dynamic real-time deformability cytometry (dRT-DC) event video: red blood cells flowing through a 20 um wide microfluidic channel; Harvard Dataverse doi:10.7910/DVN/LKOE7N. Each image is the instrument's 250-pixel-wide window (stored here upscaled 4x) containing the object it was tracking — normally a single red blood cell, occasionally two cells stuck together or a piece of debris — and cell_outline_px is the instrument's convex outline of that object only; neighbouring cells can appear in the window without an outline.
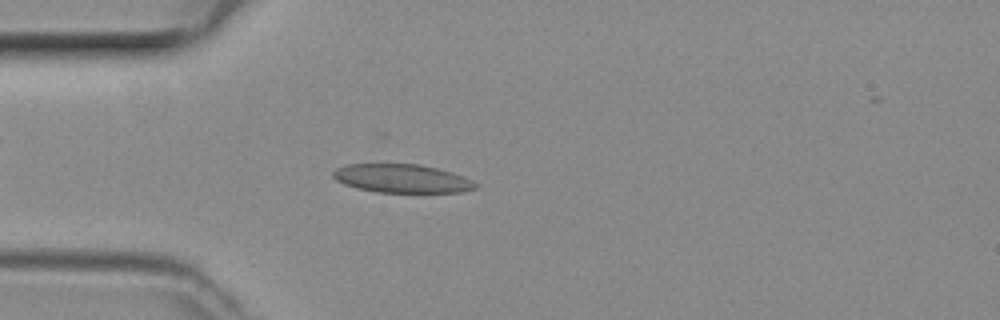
{"species": "common noctule bat (a hibernating species)", "species_latin": "Nyctalus noctula", "temperature_condition": "room temperature", "stored_images_in_passage": 47, "camera_frame_rate_fps": 3000, "um_per_image_px": 0.085, "animal": {"sex": "female", "body_mass_g": 29.2, "forearm_length_mm": 56.3}, "frame": {"image": 1, "passage_image": 12, "time_ms": 3.667, "image_size_px": [1000, 320], "cell_outline_px": [[480, 184], [476, 188], [460, 192], [376, 192], [356, 188], [344, 184], [336, 180], [332, 176], [332, 172], [336, 168], [348, 164], [420, 164], [452, 172], [472, 180]], "centroid_in_image_um": [34.16, 15.17], "position_along_channel_um": 50.8, "area_um2": 23.7}}
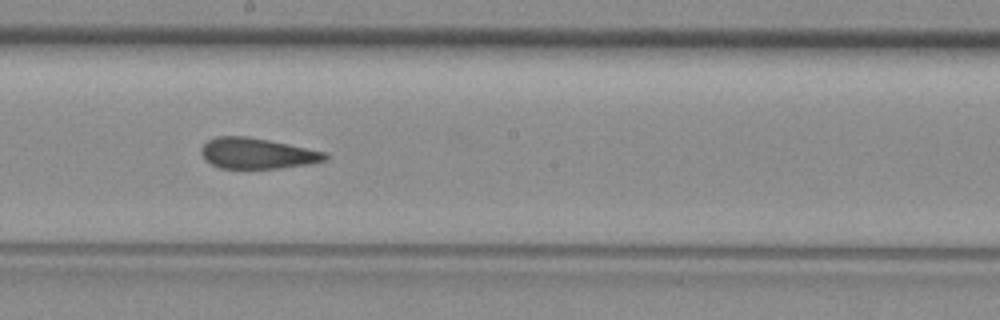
{"frame": {"image": 2, "passage_image": 25, "time_ms": 8.0, "image_size_px": [1000, 320], "cell_outline_px": [[328, 156], [324, 160], [308, 164], [280, 168], [220, 168], [212, 164], [200, 152], [200, 148], [208, 140], [216, 136], [248, 136], [328, 152]], "centroid_in_image_um": [21.86, 13.03], "position_along_channel_um": 226.3, "area_um2": 22.02}}
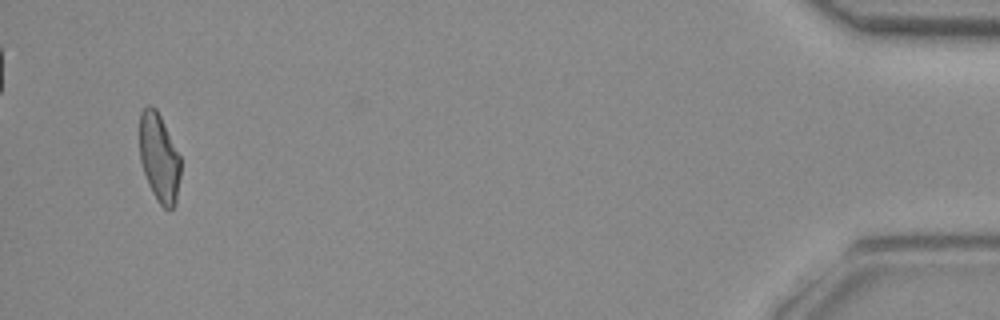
{"frame": {"image": 3, "passage_image": 45, "time_ms": 14.667, "image_size_px": [1000, 320], "cell_outline_px": [[180, 176], [176, 204], [172, 208], [164, 208], [156, 200], [148, 184], [140, 160], [140, 112], [148, 104], [152, 104], [156, 108], [180, 156]], "centroid_in_image_um": [13.52, 13.41], "position_along_channel_um": 421.7, "area_um2": 21.1}}